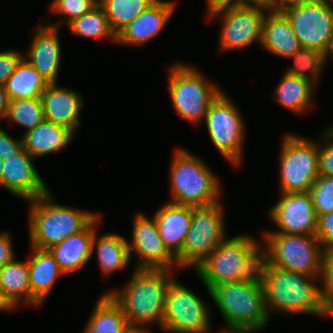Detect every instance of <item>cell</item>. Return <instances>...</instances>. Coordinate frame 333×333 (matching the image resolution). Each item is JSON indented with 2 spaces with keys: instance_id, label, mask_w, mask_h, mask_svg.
I'll list each match as a JSON object with an SVG mask.
<instances>
[{
  "instance_id": "1",
  "label": "cell",
  "mask_w": 333,
  "mask_h": 333,
  "mask_svg": "<svg viewBox=\"0 0 333 333\" xmlns=\"http://www.w3.org/2000/svg\"><path fill=\"white\" fill-rule=\"evenodd\" d=\"M258 274L265 291L267 313L311 314L330 317L321 293V287L315 284L321 276H308L276 266H258ZM316 279V280H314Z\"/></svg>"
},
{
  "instance_id": "2",
  "label": "cell",
  "mask_w": 333,
  "mask_h": 333,
  "mask_svg": "<svg viewBox=\"0 0 333 333\" xmlns=\"http://www.w3.org/2000/svg\"><path fill=\"white\" fill-rule=\"evenodd\" d=\"M126 285L108 291L120 305L127 322L162 326L167 287L174 278L168 269L133 268Z\"/></svg>"
},
{
  "instance_id": "3",
  "label": "cell",
  "mask_w": 333,
  "mask_h": 333,
  "mask_svg": "<svg viewBox=\"0 0 333 333\" xmlns=\"http://www.w3.org/2000/svg\"><path fill=\"white\" fill-rule=\"evenodd\" d=\"M262 244L249 235L226 237L195 269L209 293L217 285L249 279L258 274Z\"/></svg>"
},
{
  "instance_id": "4",
  "label": "cell",
  "mask_w": 333,
  "mask_h": 333,
  "mask_svg": "<svg viewBox=\"0 0 333 333\" xmlns=\"http://www.w3.org/2000/svg\"><path fill=\"white\" fill-rule=\"evenodd\" d=\"M225 320V328L264 330L270 317L265 306V291L259 274L249 279L217 285L209 292Z\"/></svg>"
},
{
  "instance_id": "5",
  "label": "cell",
  "mask_w": 333,
  "mask_h": 333,
  "mask_svg": "<svg viewBox=\"0 0 333 333\" xmlns=\"http://www.w3.org/2000/svg\"><path fill=\"white\" fill-rule=\"evenodd\" d=\"M51 192L27 201L30 246L38 249L48 250L82 231L100 213L57 204Z\"/></svg>"
},
{
  "instance_id": "6",
  "label": "cell",
  "mask_w": 333,
  "mask_h": 333,
  "mask_svg": "<svg viewBox=\"0 0 333 333\" xmlns=\"http://www.w3.org/2000/svg\"><path fill=\"white\" fill-rule=\"evenodd\" d=\"M172 156L170 203L199 207L221 202L220 179L203 159L181 147L176 148Z\"/></svg>"
},
{
  "instance_id": "7",
  "label": "cell",
  "mask_w": 333,
  "mask_h": 333,
  "mask_svg": "<svg viewBox=\"0 0 333 333\" xmlns=\"http://www.w3.org/2000/svg\"><path fill=\"white\" fill-rule=\"evenodd\" d=\"M168 92L176 113L192 125H201L210 104L222 90L187 63L169 66Z\"/></svg>"
},
{
  "instance_id": "8",
  "label": "cell",
  "mask_w": 333,
  "mask_h": 333,
  "mask_svg": "<svg viewBox=\"0 0 333 333\" xmlns=\"http://www.w3.org/2000/svg\"><path fill=\"white\" fill-rule=\"evenodd\" d=\"M261 261L308 276H321L323 248L316 235L263 233Z\"/></svg>"
},
{
  "instance_id": "9",
  "label": "cell",
  "mask_w": 333,
  "mask_h": 333,
  "mask_svg": "<svg viewBox=\"0 0 333 333\" xmlns=\"http://www.w3.org/2000/svg\"><path fill=\"white\" fill-rule=\"evenodd\" d=\"M281 140L279 193L309 192L319 176L318 142L293 133Z\"/></svg>"
},
{
  "instance_id": "10",
  "label": "cell",
  "mask_w": 333,
  "mask_h": 333,
  "mask_svg": "<svg viewBox=\"0 0 333 333\" xmlns=\"http://www.w3.org/2000/svg\"><path fill=\"white\" fill-rule=\"evenodd\" d=\"M225 210L222 201L192 207L191 227L186 235L182 251L176 256L179 269H195L227 237Z\"/></svg>"
},
{
  "instance_id": "11",
  "label": "cell",
  "mask_w": 333,
  "mask_h": 333,
  "mask_svg": "<svg viewBox=\"0 0 333 333\" xmlns=\"http://www.w3.org/2000/svg\"><path fill=\"white\" fill-rule=\"evenodd\" d=\"M209 138L219 153L233 166L243 161L246 126L236 104L221 92L210 104L204 121Z\"/></svg>"
},
{
  "instance_id": "12",
  "label": "cell",
  "mask_w": 333,
  "mask_h": 333,
  "mask_svg": "<svg viewBox=\"0 0 333 333\" xmlns=\"http://www.w3.org/2000/svg\"><path fill=\"white\" fill-rule=\"evenodd\" d=\"M207 305L173 278L166 291L161 330L166 333H211L212 320Z\"/></svg>"
},
{
  "instance_id": "13",
  "label": "cell",
  "mask_w": 333,
  "mask_h": 333,
  "mask_svg": "<svg viewBox=\"0 0 333 333\" xmlns=\"http://www.w3.org/2000/svg\"><path fill=\"white\" fill-rule=\"evenodd\" d=\"M302 48L327 54L333 38V9L322 0H299L281 9Z\"/></svg>"
},
{
  "instance_id": "14",
  "label": "cell",
  "mask_w": 333,
  "mask_h": 333,
  "mask_svg": "<svg viewBox=\"0 0 333 333\" xmlns=\"http://www.w3.org/2000/svg\"><path fill=\"white\" fill-rule=\"evenodd\" d=\"M269 9L260 6L226 5L207 12L208 18L222 20L219 51L245 50L261 43L262 26Z\"/></svg>"
},
{
  "instance_id": "15",
  "label": "cell",
  "mask_w": 333,
  "mask_h": 333,
  "mask_svg": "<svg viewBox=\"0 0 333 333\" xmlns=\"http://www.w3.org/2000/svg\"><path fill=\"white\" fill-rule=\"evenodd\" d=\"M131 242L127 240L130 256L136 255L135 268L179 269L176 257L167 249L159 235L155 218L137 212L133 217ZM134 252V253H133ZM133 253V254H132Z\"/></svg>"
},
{
  "instance_id": "16",
  "label": "cell",
  "mask_w": 333,
  "mask_h": 333,
  "mask_svg": "<svg viewBox=\"0 0 333 333\" xmlns=\"http://www.w3.org/2000/svg\"><path fill=\"white\" fill-rule=\"evenodd\" d=\"M268 214L278 230L265 233L316 235L318 218L309 192L281 193Z\"/></svg>"
},
{
  "instance_id": "17",
  "label": "cell",
  "mask_w": 333,
  "mask_h": 333,
  "mask_svg": "<svg viewBox=\"0 0 333 333\" xmlns=\"http://www.w3.org/2000/svg\"><path fill=\"white\" fill-rule=\"evenodd\" d=\"M34 160L35 158L24 148L12 157L4 159L0 186L26 201L49 192L48 185L34 166Z\"/></svg>"
},
{
  "instance_id": "18",
  "label": "cell",
  "mask_w": 333,
  "mask_h": 333,
  "mask_svg": "<svg viewBox=\"0 0 333 333\" xmlns=\"http://www.w3.org/2000/svg\"><path fill=\"white\" fill-rule=\"evenodd\" d=\"M60 29L45 23L36 27L30 46L23 58L32 65L49 84L57 83L61 63Z\"/></svg>"
},
{
  "instance_id": "19",
  "label": "cell",
  "mask_w": 333,
  "mask_h": 333,
  "mask_svg": "<svg viewBox=\"0 0 333 333\" xmlns=\"http://www.w3.org/2000/svg\"><path fill=\"white\" fill-rule=\"evenodd\" d=\"M176 4L156 0L116 35V43L141 46L155 39L174 15Z\"/></svg>"
},
{
  "instance_id": "20",
  "label": "cell",
  "mask_w": 333,
  "mask_h": 333,
  "mask_svg": "<svg viewBox=\"0 0 333 333\" xmlns=\"http://www.w3.org/2000/svg\"><path fill=\"white\" fill-rule=\"evenodd\" d=\"M82 99L80 93L70 88L60 87L57 83L49 84L41 95L45 120L76 134L84 106Z\"/></svg>"
},
{
  "instance_id": "21",
  "label": "cell",
  "mask_w": 333,
  "mask_h": 333,
  "mask_svg": "<svg viewBox=\"0 0 333 333\" xmlns=\"http://www.w3.org/2000/svg\"><path fill=\"white\" fill-rule=\"evenodd\" d=\"M101 215L99 213L82 231L48 249L64 275L82 269L91 260L92 239Z\"/></svg>"
},
{
  "instance_id": "22",
  "label": "cell",
  "mask_w": 333,
  "mask_h": 333,
  "mask_svg": "<svg viewBox=\"0 0 333 333\" xmlns=\"http://www.w3.org/2000/svg\"><path fill=\"white\" fill-rule=\"evenodd\" d=\"M153 217L165 246L176 257L182 251L191 227L192 206L167 202L154 212Z\"/></svg>"
},
{
  "instance_id": "23",
  "label": "cell",
  "mask_w": 333,
  "mask_h": 333,
  "mask_svg": "<svg viewBox=\"0 0 333 333\" xmlns=\"http://www.w3.org/2000/svg\"><path fill=\"white\" fill-rule=\"evenodd\" d=\"M31 247L28 257L31 307H39L51 293L56 281L64 273L49 250Z\"/></svg>"
},
{
  "instance_id": "24",
  "label": "cell",
  "mask_w": 333,
  "mask_h": 333,
  "mask_svg": "<svg viewBox=\"0 0 333 333\" xmlns=\"http://www.w3.org/2000/svg\"><path fill=\"white\" fill-rule=\"evenodd\" d=\"M260 46L267 52L286 59L302 48L290 21L281 10L267 12L263 21Z\"/></svg>"
},
{
  "instance_id": "25",
  "label": "cell",
  "mask_w": 333,
  "mask_h": 333,
  "mask_svg": "<svg viewBox=\"0 0 333 333\" xmlns=\"http://www.w3.org/2000/svg\"><path fill=\"white\" fill-rule=\"evenodd\" d=\"M74 137L75 133L66 127L44 120L24 133L21 139L23 148L37 159L61 151Z\"/></svg>"
},
{
  "instance_id": "26",
  "label": "cell",
  "mask_w": 333,
  "mask_h": 333,
  "mask_svg": "<svg viewBox=\"0 0 333 333\" xmlns=\"http://www.w3.org/2000/svg\"><path fill=\"white\" fill-rule=\"evenodd\" d=\"M96 231L92 239V257L97 256L101 273L105 276L115 272H122L131 261L126 237L116 233L99 235Z\"/></svg>"
},
{
  "instance_id": "27",
  "label": "cell",
  "mask_w": 333,
  "mask_h": 333,
  "mask_svg": "<svg viewBox=\"0 0 333 333\" xmlns=\"http://www.w3.org/2000/svg\"><path fill=\"white\" fill-rule=\"evenodd\" d=\"M315 88L316 86L309 80L284 73L272 97L288 111L301 115L314 107L312 96Z\"/></svg>"
},
{
  "instance_id": "28",
  "label": "cell",
  "mask_w": 333,
  "mask_h": 333,
  "mask_svg": "<svg viewBox=\"0 0 333 333\" xmlns=\"http://www.w3.org/2000/svg\"><path fill=\"white\" fill-rule=\"evenodd\" d=\"M0 287L7 300L17 309L24 303L31 306L28 260L17 258L0 268Z\"/></svg>"
},
{
  "instance_id": "29",
  "label": "cell",
  "mask_w": 333,
  "mask_h": 333,
  "mask_svg": "<svg viewBox=\"0 0 333 333\" xmlns=\"http://www.w3.org/2000/svg\"><path fill=\"white\" fill-rule=\"evenodd\" d=\"M83 333H121L127 319L120 305L108 292L96 301Z\"/></svg>"
},
{
  "instance_id": "30",
  "label": "cell",
  "mask_w": 333,
  "mask_h": 333,
  "mask_svg": "<svg viewBox=\"0 0 333 333\" xmlns=\"http://www.w3.org/2000/svg\"><path fill=\"white\" fill-rule=\"evenodd\" d=\"M49 83L24 58L4 84L9 100L41 97Z\"/></svg>"
},
{
  "instance_id": "31",
  "label": "cell",
  "mask_w": 333,
  "mask_h": 333,
  "mask_svg": "<svg viewBox=\"0 0 333 333\" xmlns=\"http://www.w3.org/2000/svg\"><path fill=\"white\" fill-rule=\"evenodd\" d=\"M156 0H98L112 31L117 35Z\"/></svg>"
},
{
  "instance_id": "32",
  "label": "cell",
  "mask_w": 333,
  "mask_h": 333,
  "mask_svg": "<svg viewBox=\"0 0 333 333\" xmlns=\"http://www.w3.org/2000/svg\"><path fill=\"white\" fill-rule=\"evenodd\" d=\"M66 26L74 35L96 40L109 38L116 43V35L110 27L105 11L99 4Z\"/></svg>"
},
{
  "instance_id": "33",
  "label": "cell",
  "mask_w": 333,
  "mask_h": 333,
  "mask_svg": "<svg viewBox=\"0 0 333 333\" xmlns=\"http://www.w3.org/2000/svg\"><path fill=\"white\" fill-rule=\"evenodd\" d=\"M288 58L293 59L294 66L287 68L285 73L309 80L317 86L326 65L323 53L315 49L301 48Z\"/></svg>"
},
{
  "instance_id": "34",
  "label": "cell",
  "mask_w": 333,
  "mask_h": 333,
  "mask_svg": "<svg viewBox=\"0 0 333 333\" xmlns=\"http://www.w3.org/2000/svg\"><path fill=\"white\" fill-rule=\"evenodd\" d=\"M6 119L23 126V133L34 129L45 120L41 97L10 100Z\"/></svg>"
},
{
  "instance_id": "35",
  "label": "cell",
  "mask_w": 333,
  "mask_h": 333,
  "mask_svg": "<svg viewBox=\"0 0 333 333\" xmlns=\"http://www.w3.org/2000/svg\"><path fill=\"white\" fill-rule=\"evenodd\" d=\"M98 5V0H53L49 10L56 15L62 16L57 22H47V25L60 28L63 23H70L72 20L91 11Z\"/></svg>"
},
{
  "instance_id": "36",
  "label": "cell",
  "mask_w": 333,
  "mask_h": 333,
  "mask_svg": "<svg viewBox=\"0 0 333 333\" xmlns=\"http://www.w3.org/2000/svg\"><path fill=\"white\" fill-rule=\"evenodd\" d=\"M317 218L333 211V177L319 175L309 191Z\"/></svg>"
},
{
  "instance_id": "37",
  "label": "cell",
  "mask_w": 333,
  "mask_h": 333,
  "mask_svg": "<svg viewBox=\"0 0 333 333\" xmlns=\"http://www.w3.org/2000/svg\"><path fill=\"white\" fill-rule=\"evenodd\" d=\"M322 279V280H321ZM323 301L333 316V247L323 249L322 274L320 277Z\"/></svg>"
},
{
  "instance_id": "38",
  "label": "cell",
  "mask_w": 333,
  "mask_h": 333,
  "mask_svg": "<svg viewBox=\"0 0 333 333\" xmlns=\"http://www.w3.org/2000/svg\"><path fill=\"white\" fill-rule=\"evenodd\" d=\"M324 130L318 142L319 175L333 177V131L329 127Z\"/></svg>"
},
{
  "instance_id": "39",
  "label": "cell",
  "mask_w": 333,
  "mask_h": 333,
  "mask_svg": "<svg viewBox=\"0 0 333 333\" xmlns=\"http://www.w3.org/2000/svg\"><path fill=\"white\" fill-rule=\"evenodd\" d=\"M22 59L23 54L15 49L0 52V86H4Z\"/></svg>"
},
{
  "instance_id": "40",
  "label": "cell",
  "mask_w": 333,
  "mask_h": 333,
  "mask_svg": "<svg viewBox=\"0 0 333 333\" xmlns=\"http://www.w3.org/2000/svg\"><path fill=\"white\" fill-rule=\"evenodd\" d=\"M316 236L323 249L333 247V211L318 217Z\"/></svg>"
},
{
  "instance_id": "41",
  "label": "cell",
  "mask_w": 333,
  "mask_h": 333,
  "mask_svg": "<svg viewBox=\"0 0 333 333\" xmlns=\"http://www.w3.org/2000/svg\"><path fill=\"white\" fill-rule=\"evenodd\" d=\"M23 149L22 139L11 137L3 128L0 127V157L8 159L19 153Z\"/></svg>"
},
{
  "instance_id": "42",
  "label": "cell",
  "mask_w": 333,
  "mask_h": 333,
  "mask_svg": "<svg viewBox=\"0 0 333 333\" xmlns=\"http://www.w3.org/2000/svg\"><path fill=\"white\" fill-rule=\"evenodd\" d=\"M12 244L11 234L8 231L0 232V268L16 259Z\"/></svg>"
},
{
  "instance_id": "43",
  "label": "cell",
  "mask_w": 333,
  "mask_h": 333,
  "mask_svg": "<svg viewBox=\"0 0 333 333\" xmlns=\"http://www.w3.org/2000/svg\"><path fill=\"white\" fill-rule=\"evenodd\" d=\"M9 101V97L4 89V86H0V120H5L8 111Z\"/></svg>"
},
{
  "instance_id": "44",
  "label": "cell",
  "mask_w": 333,
  "mask_h": 333,
  "mask_svg": "<svg viewBox=\"0 0 333 333\" xmlns=\"http://www.w3.org/2000/svg\"><path fill=\"white\" fill-rule=\"evenodd\" d=\"M206 3L209 12L222 6L238 4V0H207Z\"/></svg>"
},
{
  "instance_id": "45",
  "label": "cell",
  "mask_w": 333,
  "mask_h": 333,
  "mask_svg": "<svg viewBox=\"0 0 333 333\" xmlns=\"http://www.w3.org/2000/svg\"><path fill=\"white\" fill-rule=\"evenodd\" d=\"M149 330L151 329H149L147 326L127 323L121 333H153Z\"/></svg>"
},
{
  "instance_id": "46",
  "label": "cell",
  "mask_w": 333,
  "mask_h": 333,
  "mask_svg": "<svg viewBox=\"0 0 333 333\" xmlns=\"http://www.w3.org/2000/svg\"><path fill=\"white\" fill-rule=\"evenodd\" d=\"M299 0H269V10H281L283 7Z\"/></svg>"
},
{
  "instance_id": "47",
  "label": "cell",
  "mask_w": 333,
  "mask_h": 333,
  "mask_svg": "<svg viewBox=\"0 0 333 333\" xmlns=\"http://www.w3.org/2000/svg\"><path fill=\"white\" fill-rule=\"evenodd\" d=\"M16 308L7 300L0 287V312H13Z\"/></svg>"
},
{
  "instance_id": "48",
  "label": "cell",
  "mask_w": 333,
  "mask_h": 333,
  "mask_svg": "<svg viewBox=\"0 0 333 333\" xmlns=\"http://www.w3.org/2000/svg\"><path fill=\"white\" fill-rule=\"evenodd\" d=\"M238 5L260 6L269 9V0H238Z\"/></svg>"
},
{
  "instance_id": "49",
  "label": "cell",
  "mask_w": 333,
  "mask_h": 333,
  "mask_svg": "<svg viewBox=\"0 0 333 333\" xmlns=\"http://www.w3.org/2000/svg\"><path fill=\"white\" fill-rule=\"evenodd\" d=\"M216 333H255L250 330H245V329H228V328H222Z\"/></svg>"
},
{
  "instance_id": "50",
  "label": "cell",
  "mask_w": 333,
  "mask_h": 333,
  "mask_svg": "<svg viewBox=\"0 0 333 333\" xmlns=\"http://www.w3.org/2000/svg\"><path fill=\"white\" fill-rule=\"evenodd\" d=\"M330 57H332V59H333V38L331 41L330 48H329L327 54L325 55V63H327V61L329 60Z\"/></svg>"
},
{
  "instance_id": "51",
  "label": "cell",
  "mask_w": 333,
  "mask_h": 333,
  "mask_svg": "<svg viewBox=\"0 0 333 333\" xmlns=\"http://www.w3.org/2000/svg\"><path fill=\"white\" fill-rule=\"evenodd\" d=\"M324 3L328 4L333 9V0H322Z\"/></svg>"
},
{
  "instance_id": "52",
  "label": "cell",
  "mask_w": 333,
  "mask_h": 333,
  "mask_svg": "<svg viewBox=\"0 0 333 333\" xmlns=\"http://www.w3.org/2000/svg\"><path fill=\"white\" fill-rule=\"evenodd\" d=\"M3 165H4L3 159H1V157H0V179H1V175H2Z\"/></svg>"
},
{
  "instance_id": "53",
  "label": "cell",
  "mask_w": 333,
  "mask_h": 333,
  "mask_svg": "<svg viewBox=\"0 0 333 333\" xmlns=\"http://www.w3.org/2000/svg\"><path fill=\"white\" fill-rule=\"evenodd\" d=\"M329 128L333 131V125L329 126Z\"/></svg>"
}]
</instances>
